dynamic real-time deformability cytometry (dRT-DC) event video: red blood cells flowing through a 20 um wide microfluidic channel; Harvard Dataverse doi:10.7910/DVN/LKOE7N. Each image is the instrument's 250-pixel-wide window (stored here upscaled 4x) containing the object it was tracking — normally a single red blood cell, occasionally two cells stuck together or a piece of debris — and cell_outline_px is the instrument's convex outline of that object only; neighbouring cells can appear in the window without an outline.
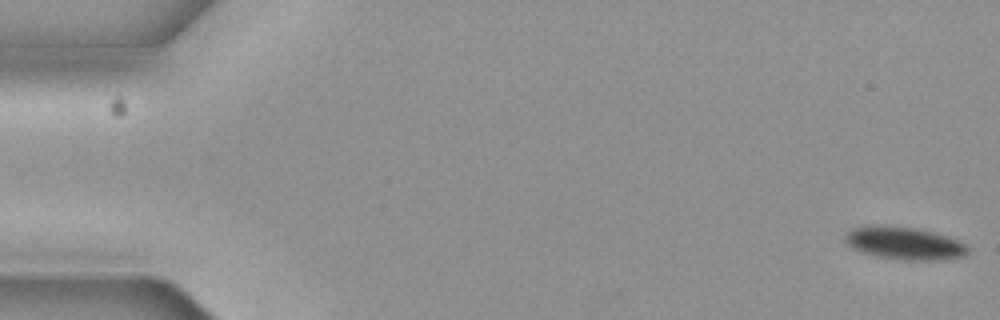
{"species": "common noctule bat (a hibernating species)", "species_latin": "Nyctalus noctula", "temperature_condition": "cold", "stored_images_in_passage": 7, "camera_frame_rate_fps": 3000, "um_per_image_px": 0.085, "animal": {"sex": "female", "body_mass_g": 19.3, "forearm_length_mm": 54.1}, "frame": {"image": 1, "passage_image": 1, "time_ms": 0.0, "image_size_px": [1000, 320], "cell_outline_px": [[972, 248], [964, 256], [944, 260], [900, 260], [876, 256], [860, 252], [852, 248], [844, 240], [844, 232], [852, 228], [864, 224], [884, 224], [916, 228], [948, 236]], "centroid_in_image_um": [76.81, 20.66], "position_along_channel_um": 8.2, "area_um2": 24.04}}
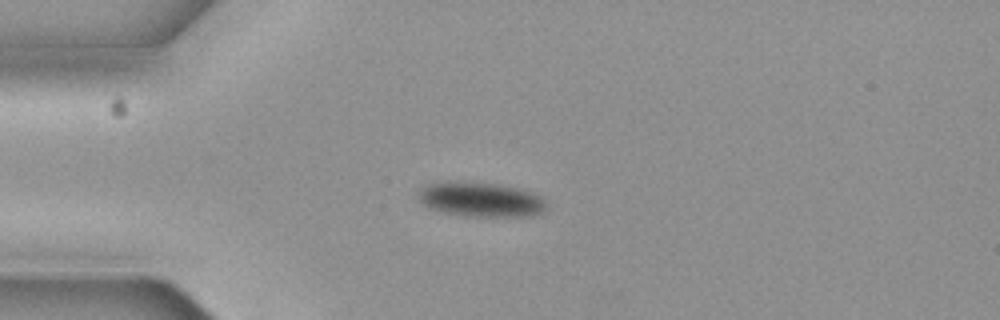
{"frame": {"image": 2, "passage_image": 5, "time_ms": 1.333, "image_size_px": [1000, 320], "cell_outline_px": [[548, 208], [544, 212], [532, 216], [464, 216], [444, 212], [428, 208], [420, 204], [420, 192], [428, 184], [496, 184], [520, 188], [536, 192], [544, 196], [548, 204]], "centroid_in_image_um": [41.04, 17.01], "position_along_channel_um": 44.0, "area_um2": 25.37}}
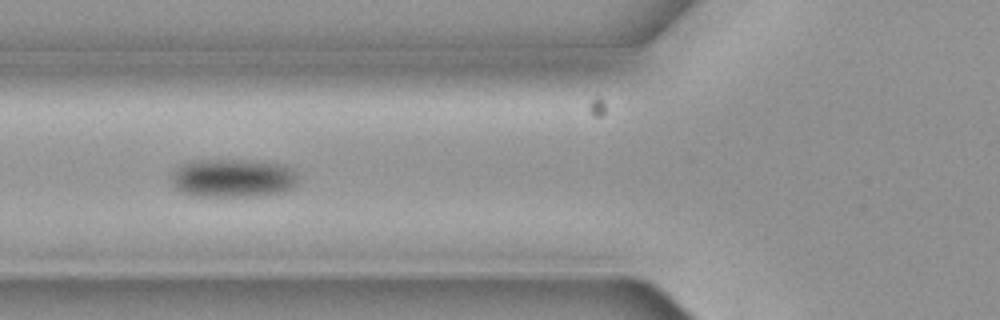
{"frame": {"image": 3, "passage_image": 7, "time_ms": 2.0, "image_size_px": [1000, 320], "cell_outline_px": [[296, 184], [292, 188], [284, 192], [260, 196], [192, 196], [180, 192], [172, 184], [172, 172], [176, 168], [184, 164], [196, 160], [244, 160], [284, 164], [292, 168], [296, 172]], "centroid_in_image_um": [19.81, 15.15], "position_along_channel_um": 106.0, "area_um2": 28.61}}